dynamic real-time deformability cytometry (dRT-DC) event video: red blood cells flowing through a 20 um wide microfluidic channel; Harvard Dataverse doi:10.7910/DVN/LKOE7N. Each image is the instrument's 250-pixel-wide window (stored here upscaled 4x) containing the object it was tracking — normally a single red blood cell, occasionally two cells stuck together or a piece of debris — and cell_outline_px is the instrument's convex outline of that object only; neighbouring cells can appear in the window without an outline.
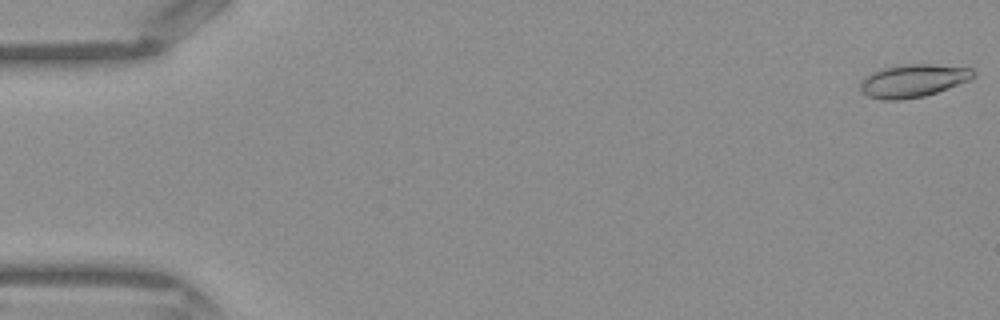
{"species": "Egyptian fruit bat (a non-hibernating species)", "species_latin": "Rousettus aegyptiacus", "temperature_condition": "warm", "stored_images_in_passage": 44, "camera_frame_rate_fps": 3000, "um_per_image_px": 0.085, "frame": {"image": 1, "passage_image": 1, "time_ms": 0.0, "image_size_px": [1000, 320], "cell_outline_px": [[976, 76], [972, 80], [924, 96], [900, 100], [884, 100], [868, 96], [860, 92], [860, 80], [872, 72], [884, 68], [904, 64], [932, 64], [972, 68], [976, 72]], "centroid_in_image_um": [77.63, 6.86], "position_along_channel_um": 7.4, "area_um2": 21.85}}
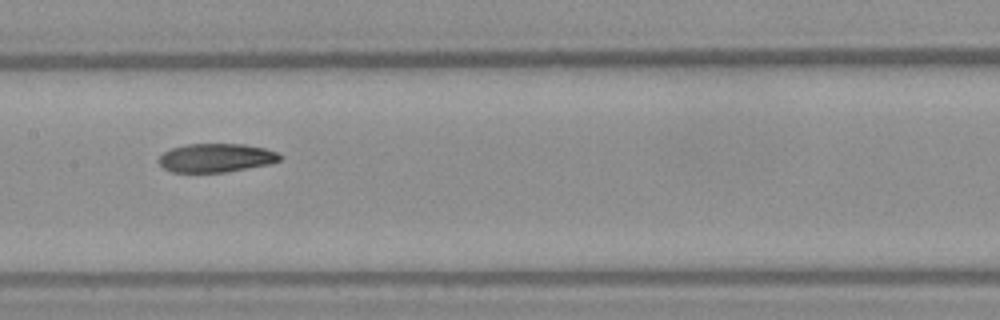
{"frame": {"image": 2, "passage_image": 22, "time_ms": 7.0, "image_size_px": [1000, 320], "cell_outline_px": [[280, 160], [268, 164], [224, 172], [172, 172], [164, 168], [156, 160], [164, 152], [172, 148], [188, 144], [244, 144], [264, 148], [276, 152], [280, 156]], "centroid_in_image_um": [18.32, 13.41], "position_along_channel_um": 189.1, "area_um2": 20.0}}
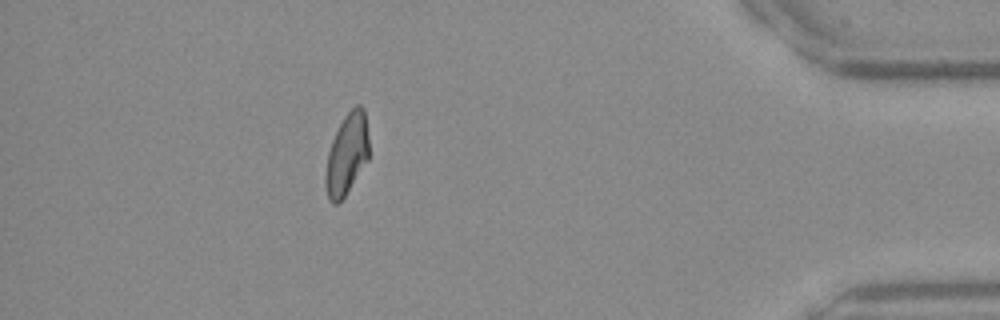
{"frame": {"image": 3, "passage_image": 39, "time_ms": 12.667, "image_size_px": [1000, 320], "cell_outline_px": [[368, 160], [344, 196], [336, 204], [332, 204], [328, 200], [324, 184], [324, 176], [328, 152], [332, 140], [344, 116], [356, 104], [360, 104], [364, 108], [368, 136]], "centroid_in_image_um": [29.46, 13.12], "position_along_channel_um": 405.7, "area_um2": 20.52}}